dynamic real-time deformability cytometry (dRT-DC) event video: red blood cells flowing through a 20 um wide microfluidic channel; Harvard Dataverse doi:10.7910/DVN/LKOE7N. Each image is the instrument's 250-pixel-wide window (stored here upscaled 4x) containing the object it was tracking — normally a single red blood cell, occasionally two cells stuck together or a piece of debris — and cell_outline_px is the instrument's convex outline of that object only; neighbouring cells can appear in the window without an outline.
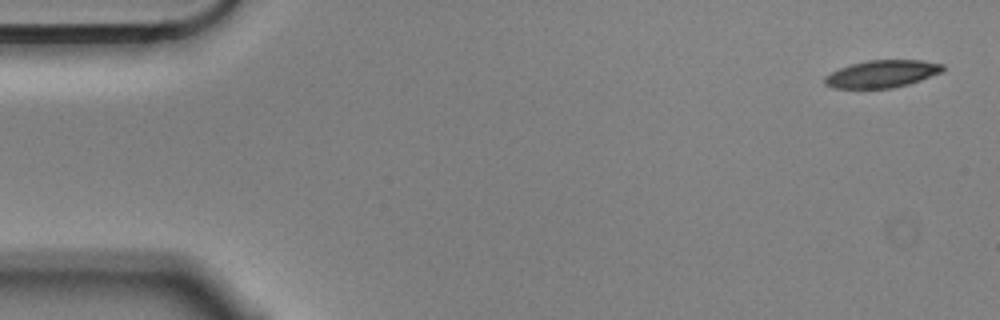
{"species": "Egyptian fruit bat (a non-hibernating species)", "species_latin": "Rousettus aegyptiacus", "temperature_condition": "cold", "stored_images_in_passage": 5, "camera_frame_rate_fps": 3000, "um_per_image_px": 0.085, "animal": {"sex": "male"}, "frame": {"image": 1, "passage_image": 1, "time_ms": 0.0, "image_size_px": [1000, 320], "cell_outline_px": [[944, 68], [940, 72], [920, 80], [908, 84], [892, 88], [832, 88], [824, 84], [824, 76], [840, 68], [852, 64], [868, 60], [924, 60], [944, 64]], "centroid_in_image_um": [74.95, 6.28], "position_along_channel_um": 10.0, "area_um2": 18.73}}
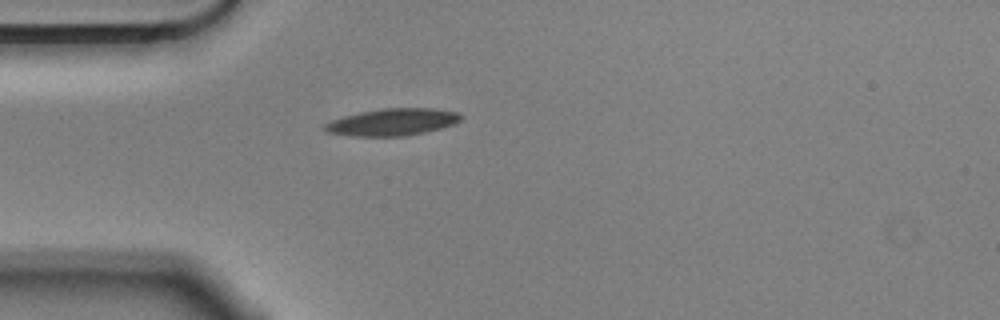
{"frame": {"image": 2, "passage_image": 5, "time_ms": 1.333, "image_size_px": [1000, 320], "cell_outline_px": [[464, 116], [460, 120], [452, 124], [440, 128], [424, 132], [404, 136], [352, 136], [328, 132], [324, 128], [324, 124], [332, 120], [344, 116], [360, 112], [384, 108], [436, 108], [456, 112]], "centroid_in_image_um": [33.37, 10.37], "position_along_channel_um": 51.6, "area_um2": 21.27}}